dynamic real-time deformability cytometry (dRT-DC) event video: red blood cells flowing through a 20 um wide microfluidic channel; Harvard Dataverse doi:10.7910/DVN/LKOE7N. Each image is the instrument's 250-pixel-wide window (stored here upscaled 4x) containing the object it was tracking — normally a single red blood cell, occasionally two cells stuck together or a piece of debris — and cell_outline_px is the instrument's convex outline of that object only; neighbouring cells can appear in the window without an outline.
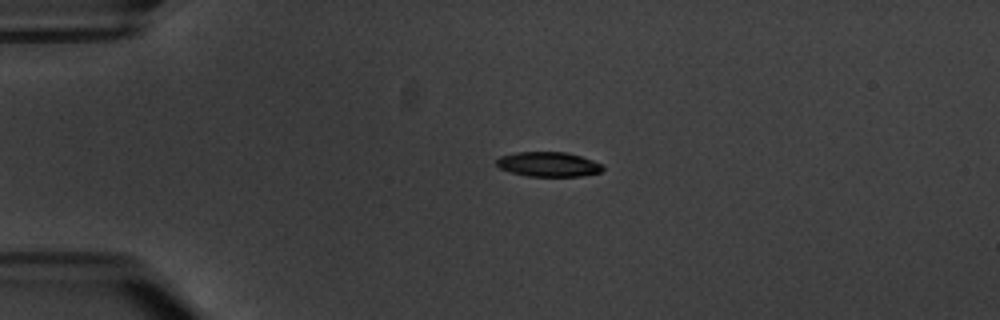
{"species": "common noctule bat (a hibernating species)", "species_latin": "Nyctalus noctula", "temperature_condition": "warm", "stored_images_in_passage": 2, "camera_frame_rate_fps": 3000, "um_per_image_px": 0.085, "animal": {"sex": "male", "body_mass_g": 20.1, "forearm_length_mm": 53.5}, "frame": {"image": 1, "passage_image": 2, "time_ms": 2.0, "image_size_px": [1000, 320], "cell_outline_px": [[604, 168], [600, 172], [580, 176], [528, 176], [512, 172], [500, 168], [496, 164], [496, 160], [500, 156], [516, 152], [564, 152], [580, 156], [604, 164]], "centroid_in_image_um": [46.62, 13.96], "position_along_channel_um": 38.4, "area_um2": 15.2}}